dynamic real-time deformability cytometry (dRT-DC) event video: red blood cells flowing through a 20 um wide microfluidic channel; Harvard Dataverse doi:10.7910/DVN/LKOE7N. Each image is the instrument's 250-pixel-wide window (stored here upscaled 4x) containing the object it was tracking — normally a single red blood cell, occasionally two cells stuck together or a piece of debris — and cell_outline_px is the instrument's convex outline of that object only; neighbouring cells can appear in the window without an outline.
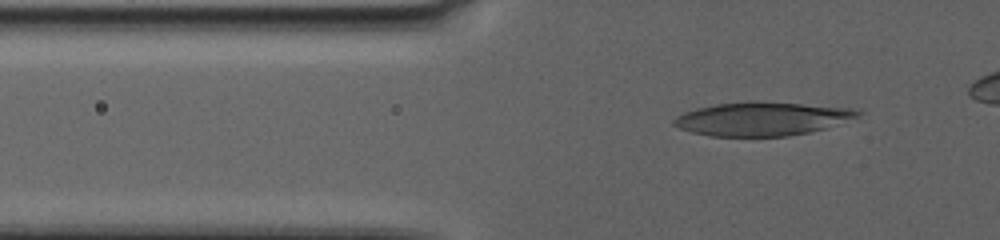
{"species": "human", "species_latin": "Homo sapiens", "temperature_condition": "warm", "stored_images_in_passage": 82, "camera_frame_rate_fps": 3000, "um_per_image_px": 0.085, "donor": {"sex": "female"}, "frame": {"image": 1, "passage_image": 27, "time_ms": 8.667, "image_size_px": [1000, 240], "cell_outline_px": [[864, 112], [856, 116], [824, 128], [808, 132], [788, 136], [712, 136], [692, 132], [680, 128], [672, 124], [672, 120], [676, 116], [684, 112], [696, 108], [716, 104], [748, 100], [756, 100], [852, 108]], "centroid_in_image_um": [64.7, 10.08], "position_along_channel_um": 61.1, "area_um2": 35.89}}
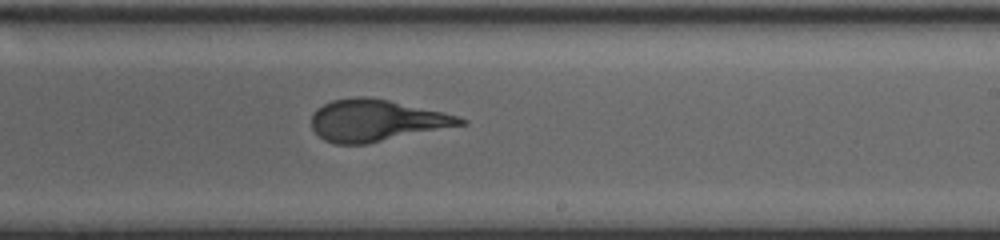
{"frame": {"image": 2, "passage_image": 56, "time_ms": 18.333, "image_size_px": [1000, 240], "cell_outline_px": [[468, 124], [368, 144], [336, 144], [324, 140], [312, 128], [312, 116], [316, 108], [332, 100], [356, 96], [368, 96], [388, 100], [444, 112], [468, 120]], "centroid_in_image_um": [32.0, 10.24], "position_along_channel_um": 257.0, "area_um2": 36.3}}
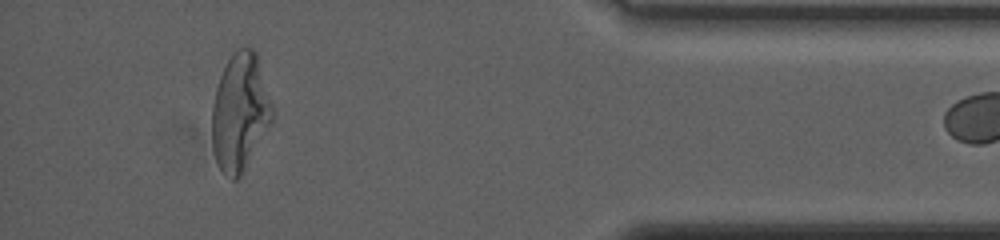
{"frame": {"image": 3, "passage_image": 81, "time_ms": 26.667, "image_size_px": [1000, 240], "cell_outline_px": [[272, 124], [240, 176], [236, 180], [232, 180], [220, 168], [216, 160], [212, 148], [212, 104], [216, 88], [220, 76], [232, 52], [240, 48], [252, 48], [256, 52], [272, 104]], "centroid_in_image_um": [20.4, 9.54], "position_along_channel_um": 414.8, "area_um2": 41.1}}